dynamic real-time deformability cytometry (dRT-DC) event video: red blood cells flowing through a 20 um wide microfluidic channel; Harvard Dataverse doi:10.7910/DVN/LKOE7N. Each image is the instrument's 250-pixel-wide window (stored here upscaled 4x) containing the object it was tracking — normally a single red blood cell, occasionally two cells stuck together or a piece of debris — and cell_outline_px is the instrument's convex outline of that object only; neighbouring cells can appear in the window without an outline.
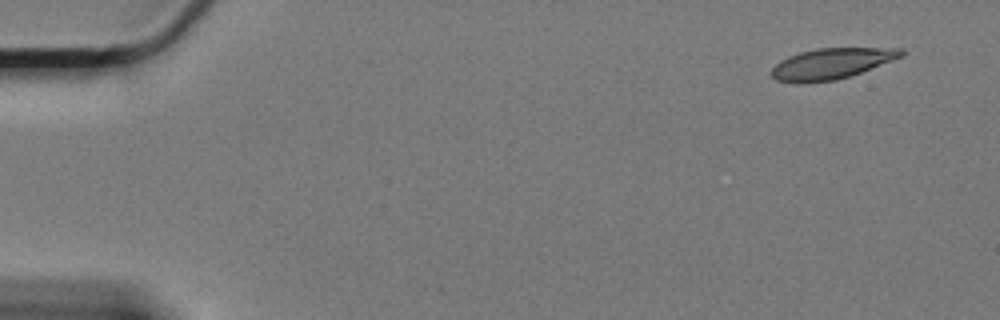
{"species": "Egyptian fruit bat (a non-hibernating species)", "species_latin": "Rousettus aegyptiacus", "temperature_condition": "cold", "stored_images_in_passage": 14, "camera_frame_rate_fps": 3000, "um_per_image_px": 0.085, "animal": {"sex": "female"}, "frame": {"image": 1, "passage_image": 1, "time_ms": 0.0, "image_size_px": [1000, 320], "cell_outline_px": [[904, 52], [900, 56], [860, 72], [836, 80], [776, 80], [772, 76], [772, 68], [780, 60], [788, 56], [800, 52], [816, 48], [900, 48]], "centroid_in_image_um": [70.66, 5.36], "position_along_channel_um": 14.3, "area_um2": 22.08}}
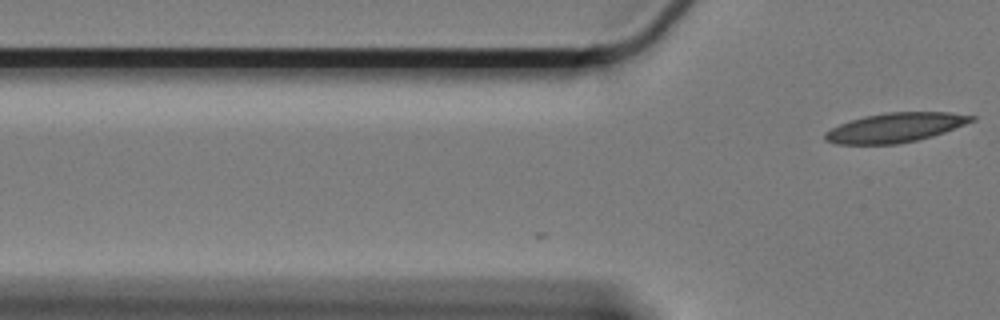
{"frame": {"image": 2, "passage_image": 14, "time_ms": 4.333, "image_size_px": [1000, 320], "cell_outline_px": [[976, 120], [944, 132], [932, 136], [916, 140], [896, 144], [836, 144], [824, 140], [824, 132], [840, 124], [864, 116], [884, 112], [948, 112], [976, 116]], "centroid_in_image_um": [76.09, 10.84], "position_along_channel_um": 49.7, "area_um2": 25.03}}